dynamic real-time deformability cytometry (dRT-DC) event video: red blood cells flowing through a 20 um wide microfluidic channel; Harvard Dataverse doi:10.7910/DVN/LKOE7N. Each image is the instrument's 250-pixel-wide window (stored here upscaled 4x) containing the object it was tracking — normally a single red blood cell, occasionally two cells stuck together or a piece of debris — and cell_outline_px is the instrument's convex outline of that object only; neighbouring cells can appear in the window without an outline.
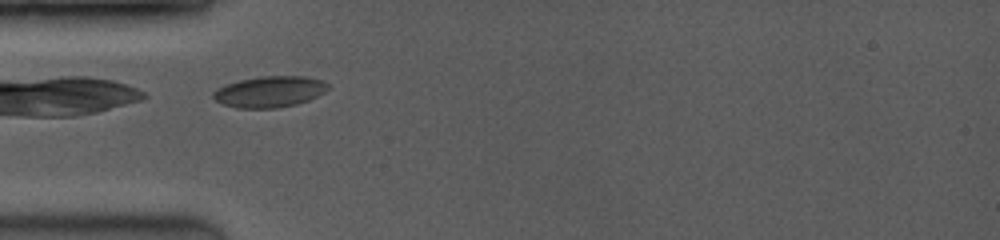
{"species": "common noctule bat (a hibernating species)", "species_latin": "Nyctalus noctula", "temperature_condition": "room temperature", "stored_images_in_passage": 22, "camera_frame_rate_fps": 3500, "um_per_image_px": 0.085, "animal": {"sex": "female", "body_mass_g": 19.0, "forearm_length_mm": 53.3}, "frame": {"image": 1, "passage_image": 1, "time_ms": 0.0, "image_size_px": [1000, 240], "cell_outline_px": [[328, 88], [324, 92], [308, 100], [296, 104], [276, 108], [236, 108], [224, 104], [216, 100], [212, 96], [212, 92], [216, 88], [240, 80], [260, 76], [304, 76], [324, 80], [328, 84]], "centroid_in_image_um": [22.91, 7.79], "position_along_channel_um": 62.1, "area_um2": 20.75}}